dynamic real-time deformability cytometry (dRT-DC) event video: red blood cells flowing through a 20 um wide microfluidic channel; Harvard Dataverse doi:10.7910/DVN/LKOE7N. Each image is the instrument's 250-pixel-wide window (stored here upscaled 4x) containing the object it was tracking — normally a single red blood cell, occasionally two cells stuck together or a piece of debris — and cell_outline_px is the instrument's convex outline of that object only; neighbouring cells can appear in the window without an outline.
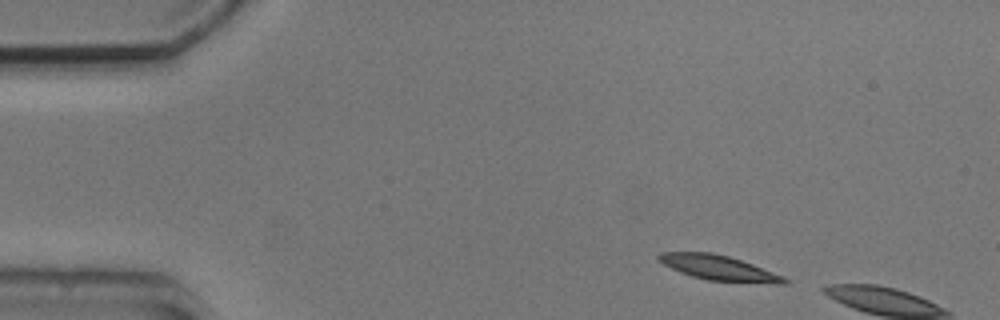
{"species": "common noctule bat (a hibernating species)", "species_latin": "Nyctalus noctula", "temperature_condition": "cold", "stored_images_in_passage": 2, "camera_frame_rate_fps": 3000, "um_per_image_px": 0.085, "animal": {"sex": "male", "body_mass_g": 20.5, "forearm_length_mm": 52.5}, "frame": {"image": 1, "passage_image": 1, "time_ms": 0.0, "image_size_px": [1000, 320], "cell_outline_px": [[792, 280], [788, 284], [776, 284], [708, 280], [692, 276], [680, 272], [656, 260], [656, 256], [660, 252], [712, 252], [728, 256], [752, 264], [784, 276]], "centroid_in_image_um": [61.13, 22.77], "position_along_channel_um": 23.9, "area_um2": 18.38}}